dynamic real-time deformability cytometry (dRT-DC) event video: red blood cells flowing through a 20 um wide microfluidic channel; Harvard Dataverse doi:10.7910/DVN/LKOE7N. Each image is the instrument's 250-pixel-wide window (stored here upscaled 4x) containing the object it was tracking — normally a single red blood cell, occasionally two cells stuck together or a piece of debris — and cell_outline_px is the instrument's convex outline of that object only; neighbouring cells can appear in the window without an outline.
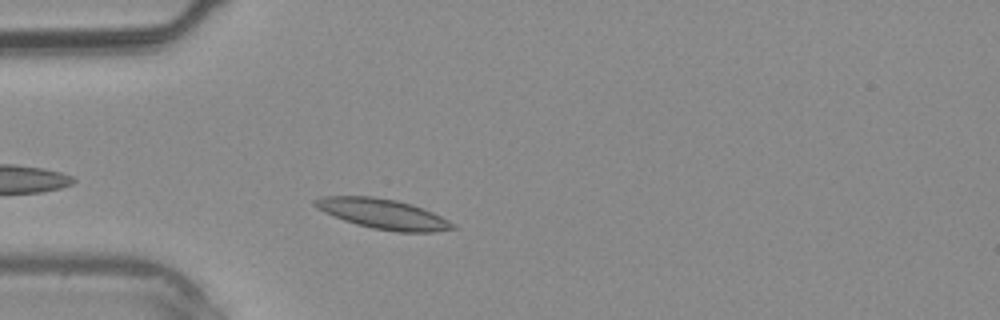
{"species": "common noctule bat (a hibernating species)", "species_latin": "Nyctalus noctula", "temperature_condition": "warm", "stored_images_in_passage": 1, "camera_frame_rate_fps": 3000, "um_per_image_px": 0.085, "animal": {"sex": "male", "body_mass_g": 20.4}, "frame": {"image": 1, "passage_image": 1, "time_ms": 0.0, "image_size_px": [1000, 320], "cell_outline_px": [[456, 228], [436, 232], [396, 232], [372, 228], [356, 224], [344, 220], [324, 212], [316, 208], [312, 204], [312, 200], [320, 196], [372, 196], [396, 200], [412, 204], [424, 208], [456, 224]], "centroid_in_image_um": [32.54, 18.18], "position_along_channel_um": 52.5, "area_um2": 24.28}}